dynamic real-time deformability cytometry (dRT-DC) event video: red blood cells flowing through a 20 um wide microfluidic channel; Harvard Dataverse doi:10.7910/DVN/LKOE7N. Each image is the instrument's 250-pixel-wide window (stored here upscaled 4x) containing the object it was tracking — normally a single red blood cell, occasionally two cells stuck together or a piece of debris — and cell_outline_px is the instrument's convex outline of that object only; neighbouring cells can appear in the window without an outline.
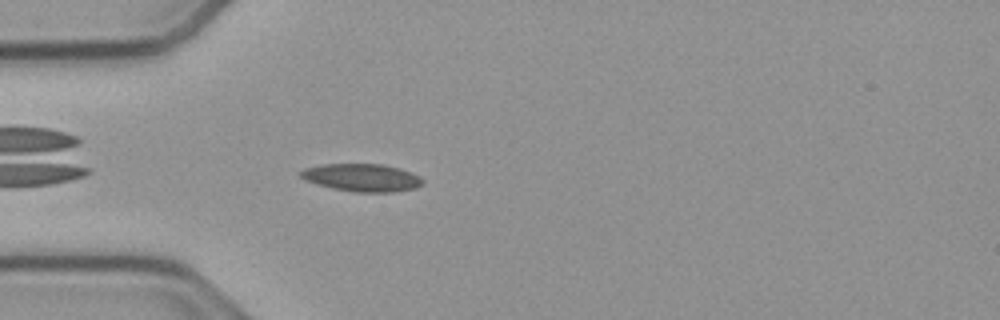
{"species": "common noctule bat (a hibernating species)", "species_latin": "Nyctalus noctula", "temperature_condition": "cold", "stored_images_in_passage": 40, "camera_frame_rate_fps": 3000, "um_per_image_px": 0.085, "animal": {"sex": "male", "body_mass_g": 23.1, "forearm_length_mm": 52.7}, "frame": {"image": 1, "passage_image": 3, "time_ms": 0.667, "image_size_px": [1000, 320], "cell_outline_px": [[424, 184], [416, 188], [392, 192], [356, 192], [332, 188], [316, 184], [304, 180], [296, 172], [304, 168], [320, 164], [384, 164], [400, 168], [420, 176], [424, 180]], "centroid_in_image_um": [30.75, 15.09], "position_along_channel_um": 54.3, "area_um2": 20.0}}
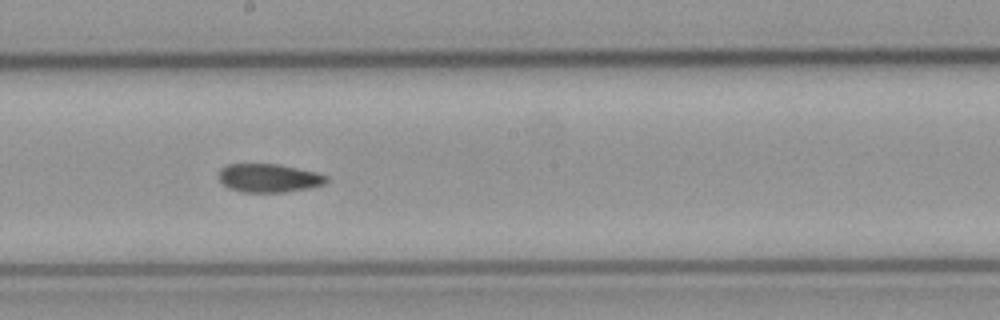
{"frame": {"image": 2, "passage_image": 17, "time_ms": 5.333, "image_size_px": [1000, 320], "cell_outline_px": [[328, 184], [308, 188], [284, 192], [244, 192], [228, 188], [220, 180], [220, 168], [228, 164], [276, 164], [316, 172], [328, 176]], "centroid_in_image_um": [22.89, 15.14], "position_along_channel_um": 225.3, "area_um2": 17.8}}
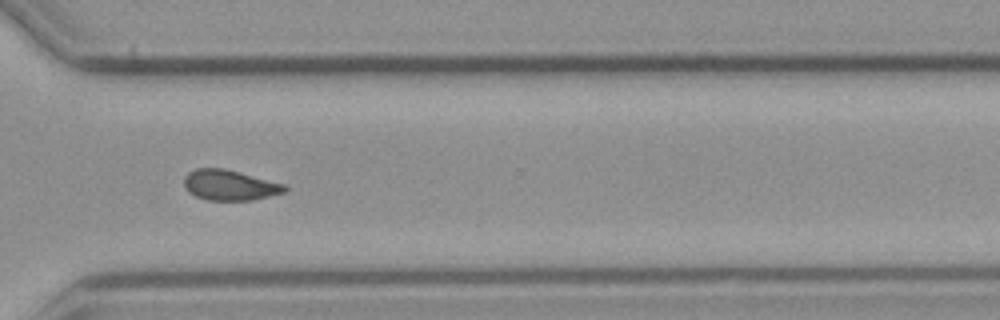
{"frame": {"image": 3, "passage_image": 27, "time_ms": 8.667, "image_size_px": [1000, 320], "cell_outline_px": [[288, 192], [252, 200], [208, 200], [196, 196], [188, 192], [184, 184], [184, 176], [188, 172], [196, 168], [224, 168], [284, 184], [288, 188]], "centroid_in_image_um": [19.53, 15.74], "position_along_channel_um": 351.1, "area_um2": 17.86}, "authors_computed_cell_mechanics": {"area_um2": 17.8891, "velocity_mm_per_s": 3.7795, "shape_relaxation_time_tau1_ms": null, "shape_relaxation_time_tau2_ms": 3.942, "deformation_change_tau1": null, "deformation_change_tau2": 0.1004}}